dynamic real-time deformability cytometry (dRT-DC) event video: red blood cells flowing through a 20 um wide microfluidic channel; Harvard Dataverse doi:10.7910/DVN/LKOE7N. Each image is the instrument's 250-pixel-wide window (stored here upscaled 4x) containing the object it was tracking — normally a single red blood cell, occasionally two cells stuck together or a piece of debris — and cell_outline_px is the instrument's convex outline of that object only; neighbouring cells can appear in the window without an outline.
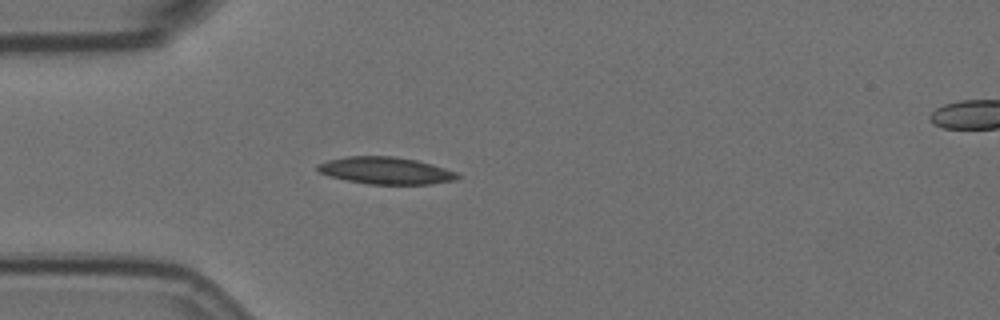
{"species": "Egyptian fruit bat (a non-hibernating species)", "species_latin": "Rousettus aegyptiacus", "temperature_condition": "room temperature", "stored_images_in_passage": 6, "segment_of_instrument_passage": [1, 2], "camera_frame_rate_fps": 3000, "um_per_image_px": 0.085, "animal": {"sex": "female"}, "frame": {"image": 1, "passage_image": 5, "time_ms": 1.333, "image_size_px": [1000, 320], "cell_outline_px": [[460, 176], [456, 180], [432, 184], [368, 184], [328, 176], [320, 172], [316, 168], [316, 164], [328, 160], [348, 156], [392, 156], [416, 160], [432, 164], [456, 172]], "centroid_in_image_um": [32.78, 14.5], "position_along_channel_um": 52.2, "area_um2": 22.02}}